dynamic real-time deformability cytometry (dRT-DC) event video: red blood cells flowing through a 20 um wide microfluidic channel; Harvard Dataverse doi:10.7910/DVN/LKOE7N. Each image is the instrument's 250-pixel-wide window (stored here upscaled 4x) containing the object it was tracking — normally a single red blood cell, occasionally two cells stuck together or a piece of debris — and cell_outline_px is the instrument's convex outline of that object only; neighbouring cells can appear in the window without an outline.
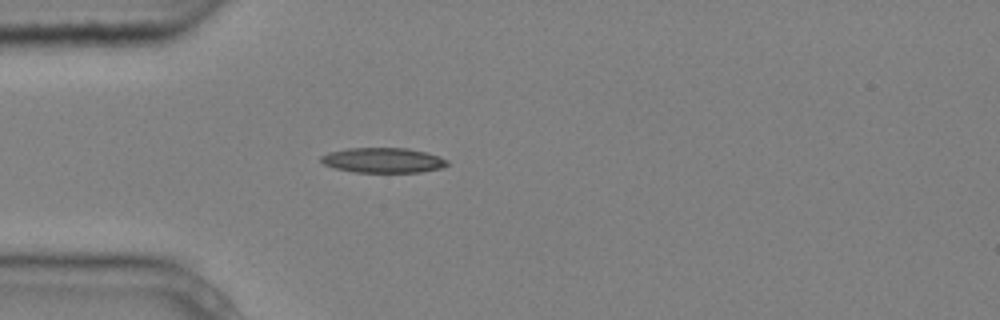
{"species": "common noctule bat (a hibernating species)", "species_latin": "Nyctalus noctula", "temperature_condition": "cold", "stored_images_in_passage": 1, "camera_frame_rate_fps": 3000, "um_per_image_px": 0.085, "animal": {"sex": "male", "body_mass_g": 20.4}, "frame": {"image": 1, "passage_image": 1, "time_ms": 0.0, "image_size_px": [1000, 320], "cell_outline_px": [[448, 164], [444, 168], [420, 172], [356, 172], [336, 168], [324, 164], [320, 160], [320, 156], [328, 152], [348, 148], [408, 148], [440, 156], [448, 160]], "centroid_in_image_um": [32.58, 13.62], "position_along_channel_um": 52.4, "area_um2": 18.44}}